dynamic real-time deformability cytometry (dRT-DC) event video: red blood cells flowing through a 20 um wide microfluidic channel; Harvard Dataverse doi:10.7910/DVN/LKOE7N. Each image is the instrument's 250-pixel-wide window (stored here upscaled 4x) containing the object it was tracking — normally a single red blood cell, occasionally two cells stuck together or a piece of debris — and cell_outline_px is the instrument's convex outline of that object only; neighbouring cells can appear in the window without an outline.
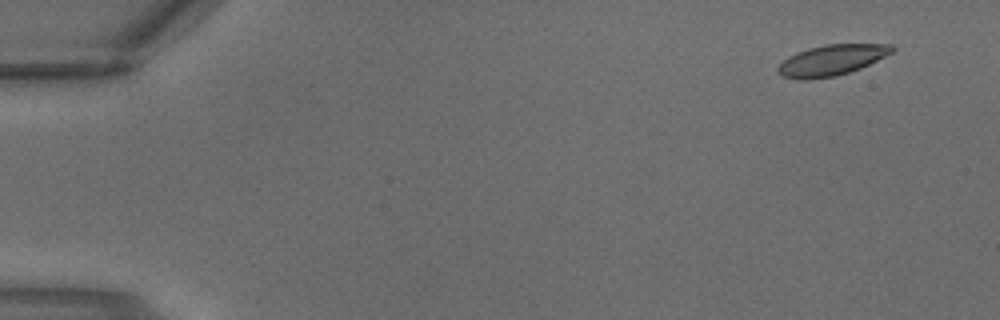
{"species": "common noctule bat (a hibernating species)", "species_latin": "Nyctalus noctula", "temperature_condition": "warm", "stored_images_in_passage": 3, "camera_frame_rate_fps": 3000, "um_per_image_px": 0.085, "animal": {"sex": "male", "body_mass_g": 18.8}, "frame": {"image": 1, "passage_image": 1, "time_ms": 0.0, "image_size_px": [1000, 320], "cell_outline_px": [[896, 48], [892, 52], [860, 68], [836, 76], [808, 80], [796, 80], [780, 76], [776, 72], [776, 68], [788, 56], [796, 52], [808, 48], [824, 44], [892, 44]], "centroid_in_image_um": [70.61, 5.12], "position_along_channel_um": 14.4, "area_um2": 20.58}}